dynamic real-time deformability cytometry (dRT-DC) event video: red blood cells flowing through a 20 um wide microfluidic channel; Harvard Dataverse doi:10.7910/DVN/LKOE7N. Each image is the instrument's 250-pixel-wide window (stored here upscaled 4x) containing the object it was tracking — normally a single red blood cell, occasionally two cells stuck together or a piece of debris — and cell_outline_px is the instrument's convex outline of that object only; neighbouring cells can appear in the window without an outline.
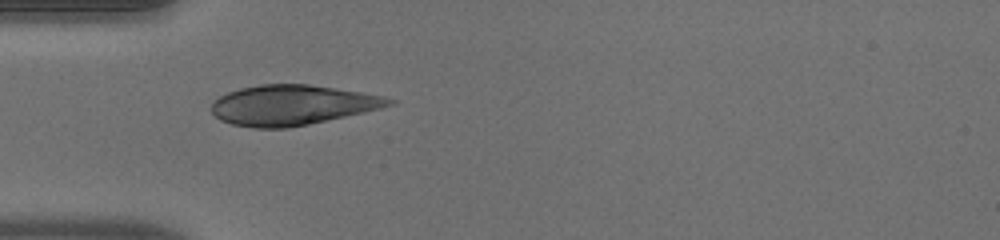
{"species": "human", "species_latin": "Homo sapiens", "temperature_condition": "warm", "stored_images_in_passage": 36, "camera_frame_rate_fps": 3000, "um_per_image_px": 0.085, "donor": {"sex": "male"}, "frame": {"image": 1, "passage_image": 1, "time_ms": 0.0, "image_size_px": [1000, 240], "cell_outline_px": [[396, 104], [364, 112], [308, 124], [288, 128], [252, 128], [232, 124], [220, 120], [212, 112], [212, 100], [228, 92], [240, 88], [260, 84], [308, 84], [360, 92], [384, 96], [396, 100]], "centroid_in_image_um": [24.82, 8.93], "position_along_channel_um": 60.2, "area_um2": 41.38}}
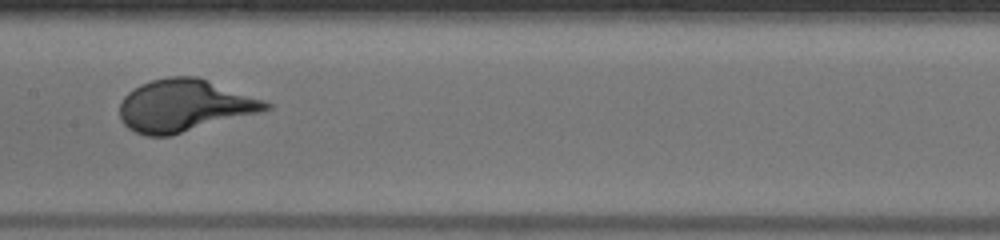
{"frame": {"image": 2, "passage_image": 11, "time_ms": 3.333, "image_size_px": [1000, 240], "cell_outline_px": [[272, 108], [260, 112], [168, 136], [148, 136], [136, 132], [128, 128], [124, 124], [120, 116], [120, 104], [124, 96], [128, 92], [140, 84], [152, 80], [168, 76], [196, 76], [264, 100], [272, 104]], "centroid_in_image_um": [15.65, 8.97], "position_along_channel_um": 191.8, "area_um2": 43.99}}
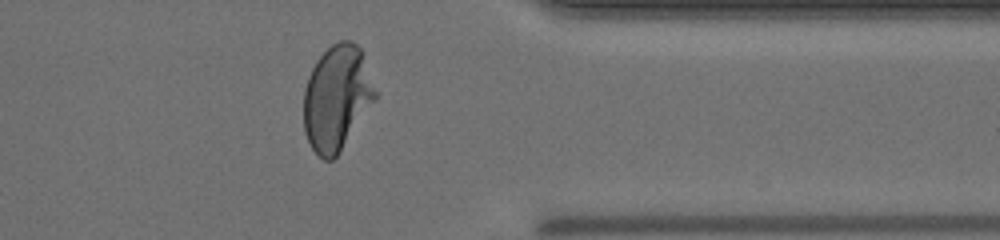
{"frame": {"image": 3, "passage_image": 26, "time_ms": 8.333, "image_size_px": [1000, 240], "cell_outline_px": [[376, 100], [340, 152], [332, 160], [324, 160], [312, 148], [304, 132], [304, 88], [308, 76], [316, 60], [332, 44], [340, 40], [348, 40], [356, 44], [364, 52], [376, 92]], "centroid_in_image_um": [28.64, 8.31], "position_along_channel_um": 382.8, "area_um2": 43.99}}